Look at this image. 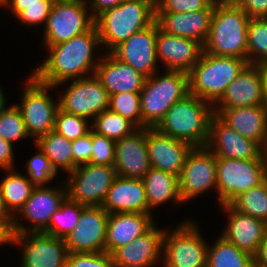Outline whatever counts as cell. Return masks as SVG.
Masks as SVG:
<instances>
[{"instance_id":"cell-1","label":"cell","mask_w":267,"mask_h":267,"mask_svg":"<svg viewBox=\"0 0 267 267\" xmlns=\"http://www.w3.org/2000/svg\"><path fill=\"white\" fill-rule=\"evenodd\" d=\"M99 45L98 31L94 25L69 41L48 46L49 57L31 74L42 84L54 88L66 81L87 77L91 72L94 75L101 58L93 59V51Z\"/></svg>"},{"instance_id":"cell-2","label":"cell","mask_w":267,"mask_h":267,"mask_svg":"<svg viewBox=\"0 0 267 267\" xmlns=\"http://www.w3.org/2000/svg\"><path fill=\"white\" fill-rule=\"evenodd\" d=\"M213 107L212 104L189 93L174 103L154 128L192 147H206L210 121L214 115Z\"/></svg>"},{"instance_id":"cell-3","label":"cell","mask_w":267,"mask_h":267,"mask_svg":"<svg viewBox=\"0 0 267 267\" xmlns=\"http://www.w3.org/2000/svg\"><path fill=\"white\" fill-rule=\"evenodd\" d=\"M156 20L155 0H125L98 15L94 25L100 46L112 52L132 34L149 27Z\"/></svg>"},{"instance_id":"cell-4","label":"cell","mask_w":267,"mask_h":267,"mask_svg":"<svg viewBox=\"0 0 267 267\" xmlns=\"http://www.w3.org/2000/svg\"><path fill=\"white\" fill-rule=\"evenodd\" d=\"M249 16L237 5L215 7L203 51L211 55L242 58L247 61Z\"/></svg>"},{"instance_id":"cell-5","label":"cell","mask_w":267,"mask_h":267,"mask_svg":"<svg viewBox=\"0 0 267 267\" xmlns=\"http://www.w3.org/2000/svg\"><path fill=\"white\" fill-rule=\"evenodd\" d=\"M247 65L248 62L242 58L211 55L203 51L188 73L189 93L214 106Z\"/></svg>"},{"instance_id":"cell-6","label":"cell","mask_w":267,"mask_h":267,"mask_svg":"<svg viewBox=\"0 0 267 267\" xmlns=\"http://www.w3.org/2000/svg\"><path fill=\"white\" fill-rule=\"evenodd\" d=\"M147 77L140 91L142 128H154L177 101L189 94V75L183 71L167 70Z\"/></svg>"},{"instance_id":"cell-7","label":"cell","mask_w":267,"mask_h":267,"mask_svg":"<svg viewBox=\"0 0 267 267\" xmlns=\"http://www.w3.org/2000/svg\"><path fill=\"white\" fill-rule=\"evenodd\" d=\"M266 179L264 159L217 158L216 183L221 206L230 204L241 193L259 186Z\"/></svg>"},{"instance_id":"cell-8","label":"cell","mask_w":267,"mask_h":267,"mask_svg":"<svg viewBox=\"0 0 267 267\" xmlns=\"http://www.w3.org/2000/svg\"><path fill=\"white\" fill-rule=\"evenodd\" d=\"M194 221H185L163 236L162 265L164 267H207L208 244Z\"/></svg>"},{"instance_id":"cell-9","label":"cell","mask_w":267,"mask_h":267,"mask_svg":"<svg viewBox=\"0 0 267 267\" xmlns=\"http://www.w3.org/2000/svg\"><path fill=\"white\" fill-rule=\"evenodd\" d=\"M86 0H55L44 23L46 47L69 41L89 31L94 26Z\"/></svg>"},{"instance_id":"cell-10","label":"cell","mask_w":267,"mask_h":267,"mask_svg":"<svg viewBox=\"0 0 267 267\" xmlns=\"http://www.w3.org/2000/svg\"><path fill=\"white\" fill-rule=\"evenodd\" d=\"M26 82L21 103L15 105L21 113L28 135L34 136L36 141L54 130L59 102H54L48 95V90L53 86L42 84L33 75Z\"/></svg>"},{"instance_id":"cell-11","label":"cell","mask_w":267,"mask_h":267,"mask_svg":"<svg viewBox=\"0 0 267 267\" xmlns=\"http://www.w3.org/2000/svg\"><path fill=\"white\" fill-rule=\"evenodd\" d=\"M68 174L67 197L85 206H101L118 176L114 166L91 163L79 165Z\"/></svg>"},{"instance_id":"cell-12","label":"cell","mask_w":267,"mask_h":267,"mask_svg":"<svg viewBox=\"0 0 267 267\" xmlns=\"http://www.w3.org/2000/svg\"><path fill=\"white\" fill-rule=\"evenodd\" d=\"M9 243L23 244L21 245V267L66 266L69 252L65 240L62 238L54 237L45 232L11 233L1 245Z\"/></svg>"},{"instance_id":"cell-13","label":"cell","mask_w":267,"mask_h":267,"mask_svg":"<svg viewBox=\"0 0 267 267\" xmlns=\"http://www.w3.org/2000/svg\"><path fill=\"white\" fill-rule=\"evenodd\" d=\"M110 95L95 75L74 79L61 95L59 109L92 121L109 108Z\"/></svg>"},{"instance_id":"cell-14","label":"cell","mask_w":267,"mask_h":267,"mask_svg":"<svg viewBox=\"0 0 267 267\" xmlns=\"http://www.w3.org/2000/svg\"><path fill=\"white\" fill-rule=\"evenodd\" d=\"M217 158L207 147H193L178 177L179 193L186 202L210 188H216Z\"/></svg>"},{"instance_id":"cell-15","label":"cell","mask_w":267,"mask_h":267,"mask_svg":"<svg viewBox=\"0 0 267 267\" xmlns=\"http://www.w3.org/2000/svg\"><path fill=\"white\" fill-rule=\"evenodd\" d=\"M57 188L35 186L24 206L18 211V215L30 221L32 228H26L18 222L14 216L11 233L44 232L50 223L51 216L60 209L61 204L67 198L66 185ZM17 219V220H16Z\"/></svg>"},{"instance_id":"cell-16","label":"cell","mask_w":267,"mask_h":267,"mask_svg":"<svg viewBox=\"0 0 267 267\" xmlns=\"http://www.w3.org/2000/svg\"><path fill=\"white\" fill-rule=\"evenodd\" d=\"M108 217L102 206H85L76 226L64 239L68 252H105Z\"/></svg>"},{"instance_id":"cell-17","label":"cell","mask_w":267,"mask_h":267,"mask_svg":"<svg viewBox=\"0 0 267 267\" xmlns=\"http://www.w3.org/2000/svg\"><path fill=\"white\" fill-rule=\"evenodd\" d=\"M156 20L149 26L134 34L118 45L111 53L121 62L131 65L146 77L157 70L156 57Z\"/></svg>"},{"instance_id":"cell-18","label":"cell","mask_w":267,"mask_h":267,"mask_svg":"<svg viewBox=\"0 0 267 267\" xmlns=\"http://www.w3.org/2000/svg\"><path fill=\"white\" fill-rule=\"evenodd\" d=\"M206 147L214 153L216 158L263 159L262 147L257 142L237 133L216 114L210 121Z\"/></svg>"},{"instance_id":"cell-19","label":"cell","mask_w":267,"mask_h":267,"mask_svg":"<svg viewBox=\"0 0 267 267\" xmlns=\"http://www.w3.org/2000/svg\"><path fill=\"white\" fill-rule=\"evenodd\" d=\"M203 52V45L193 39L165 33L157 23L156 57L167 70L189 73L197 64Z\"/></svg>"},{"instance_id":"cell-20","label":"cell","mask_w":267,"mask_h":267,"mask_svg":"<svg viewBox=\"0 0 267 267\" xmlns=\"http://www.w3.org/2000/svg\"><path fill=\"white\" fill-rule=\"evenodd\" d=\"M114 168L118 176L142 179L150 170L146 128L115 141Z\"/></svg>"},{"instance_id":"cell-21","label":"cell","mask_w":267,"mask_h":267,"mask_svg":"<svg viewBox=\"0 0 267 267\" xmlns=\"http://www.w3.org/2000/svg\"><path fill=\"white\" fill-rule=\"evenodd\" d=\"M150 167L179 177L192 146L164 135L155 128H146Z\"/></svg>"},{"instance_id":"cell-22","label":"cell","mask_w":267,"mask_h":267,"mask_svg":"<svg viewBox=\"0 0 267 267\" xmlns=\"http://www.w3.org/2000/svg\"><path fill=\"white\" fill-rule=\"evenodd\" d=\"M120 246L111 255L114 267H151L162 261L165 230L155 228Z\"/></svg>"},{"instance_id":"cell-23","label":"cell","mask_w":267,"mask_h":267,"mask_svg":"<svg viewBox=\"0 0 267 267\" xmlns=\"http://www.w3.org/2000/svg\"><path fill=\"white\" fill-rule=\"evenodd\" d=\"M228 212V223L222 237L238 249L255 256L267 234V222L236 210L231 204L222 205Z\"/></svg>"},{"instance_id":"cell-24","label":"cell","mask_w":267,"mask_h":267,"mask_svg":"<svg viewBox=\"0 0 267 267\" xmlns=\"http://www.w3.org/2000/svg\"><path fill=\"white\" fill-rule=\"evenodd\" d=\"M267 105L260 71L255 64H248L244 70L229 84L222 98L214 109H230ZM219 106V107H217Z\"/></svg>"},{"instance_id":"cell-25","label":"cell","mask_w":267,"mask_h":267,"mask_svg":"<svg viewBox=\"0 0 267 267\" xmlns=\"http://www.w3.org/2000/svg\"><path fill=\"white\" fill-rule=\"evenodd\" d=\"M106 53L98 62L94 75L109 95L122 92L140 93L147 77L131 65L121 62L111 52Z\"/></svg>"},{"instance_id":"cell-26","label":"cell","mask_w":267,"mask_h":267,"mask_svg":"<svg viewBox=\"0 0 267 267\" xmlns=\"http://www.w3.org/2000/svg\"><path fill=\"white\" fill-rule=\"evenodd\" d=\"M101 206L109 214L148 213L143 180L117 176Z\"/></svg>"},{"instance_id":"cell-27","label":"cell","mask_w":267,"mask_h":267,"mask_svg":"<svg viewBox=\"0 0 267 267\" xmlns=\"http://www.w3.org/2000/svg\"><path fill=\"white\" fill-rule=\"evenodd\" d=\"M214 9L193 12L155 13L159 28L167 34L205 42Z\"/></svg>"},{"instance_id":"cell-28","label":"cell","mask_w":267,"mask_h":267,"mask_svg":"<svg viewBox=\"0 0 267 267\" xmlns=\"http://www.w3.org/2000/svg\"><path fill=\"white\" fill-rule=\"evenodd\" d=\"M225 124L261 147L267 138V105L214 109Z\"/></svg>"},{"instance_id":"cell-29","label":"cell","mask_w":267,"mask_h":267,"mask_svg":"<svg viewBox=\"0 0 267 267\" xmlns=\"http://www.w3.org/2000/svg\"><path fill=\"white\" fill-rule=\"evenodd\" d=\"M153 220L151 213H110L105 252L112 254L120 246L142 236L155 225Z\"/></svg>"},{"instance_id":"cell-30","label":"cell","mask_w":267,"mask_h":267,"mask_svg":"<svg viewBox=\"0 0 267 267\" xmlns=\"http://www.w3.org/2000/svg\"><path fill=\"white\" fill-rule=\"evenodd\" d=\"M148 203V213H151L153 207H157L165 202L182 203L179 193L178 176L150 168L142 178ZM151 209V210H150Z\"/></svg>"},{"instance_id":"cell-31","label":"cell","mask_w":267,"mask_h":267,"mask_svg":"<svg viewBox=\"0 0 267 267\" xmlns=\"http://www.w3.org/2000/svg\"><path fill=\"white\" fill-rule=\"evenodd\" d=\"M35 145L38 146L58 172V168L69 173L73 171L72 141L52 130L40 136Z\"/></svg>"},{"instance_id":"cell-32","label":"cell","mask_w":267,"mask_h":267,"mask_svg":"<svg viewBox=\"0 0 267 267\" xmlns=\"http://www.w3.org/2000/svg\"><path fill=\"white\" fill-rule=\"evenodd\" d=\"M7 171L8 173L0 181V193L6 208L15 216L30 197L35 186L27 175L19 174L13 169H8Z\"/></svg>"},{"instance_id":"cell-33","label":"cell","mask_w":267,"mask_h":267,"mask_svg":"<svg viewBox=\"0 0 267 267\" xmlns=\"http://www.w3.org/2000/svg\"><path fill=\"white\" fill-rule=\"evenodd\" d=\"M207 267H255L254 257L220 236L207 250Z\"/></svg>"},{"instance_id":"cell-34","label":"cell","mask_w":267,"mask_h":267,"mask_svg":"<svg viewBox=\"0 0 267 267\" xmlns=\"http://www.w3.org/2000/svg\"><path fill=\"white\" fill-rule=\"evenodd\" d=\"M91 127L97 134L114 141L129 136L138 129L131 121L109 109L96 116Z\"/></svg>"},{"instance_id":"cell-35","label":"cell","mask_w":267,"mask_h":267,"mask_svg":"<svg viewBox=\"0 0 267 267\" xmlns=\"http://www.w3.org/2000/svg\"><path fill=\"white\" fill-rule=\"evenodd\" d=\"M84 207L85 205L67 197L61 204L60 209L52 214L48 228L44 232L65 239L76 226Z\"/></svg>"},{"instance_id":"cell-36","label":"cell","mask_w":267,"mask_h":267,"mask_svg":"<svg viewBox=\"0 0 267 267\" xmlns=\"http://www.w3.org/2000/svg\"><path fill=\"white\" fill-rule=\"evenodd\" d=\"M230 204L243 214L267 222V179L259 186L241 193Z\"/></svg>"},{"instance_id":"cell-37","label":"cell","mask_w":267,"mask_h":267,"mask_svg":"<svg viewBox=\"0 0 267 267\" xmlns=\"http://www.w3.org/2000/svg\"><path fill=\"white\" fill-rule=\"evenodd\" d=\"M267 60V18L249 19L247 28V62Z\"/></svg>"},{"instance_id":"cell-38","label":"cell","mask_w":267,"mask_h":267,"mask_svg":"<svg viewBox=\"0 0 267 267\" xmlns=\"http://www.w3.org/2000/svg\"><path fill=\"white\" fill-rule=\"evenodd\" d=\"M108 109L128 119L137 128H142L140 93L122 92L110 95Z\"/></svg>"},{"instance_id":"cell-39","label":"cell","mask_w":267,"mask_h":267,"mask_svg":"<svg viewBox=\"0 0 267 267\" xmlns=\"http://www.w3.org/2000/svg\"><path fill=\"white\" fill-rule=\"evenodd\" d=\"M29 135L17 106L6 107L0 114V137L10 143Z\"/></svg>"},{"instance_id":"cell-40","label":"cell","mask_w":267,"mask_h":267,"mask_svg":"<svg viewBox=\"0 0 267 267\" xmlns=\"http://www.w3.org/2000/svg\"><path fill=\"white\" fill-rule=\"evenodd\" d=\"M88 122V119L84 117L69 114L58 109L55 117L54 131L73 141L84 136L92 129Z\"/></svg>"},{"instance_id":"cell-41","label":"cell","mask_w":267,"mask_h":267,"mask_svg":"<svg viewBox=\"0 0 267 267\" xmlns=\"http://www.w3.org/2000/svg\"><path fill=\"white\" fill-rule=\"evenodd\" d=\"M37 148L40 152L27 161L28 179L34 186H45L57 175V171L44 152L38 146Z\"/></svg>"},{"instance_id":"cell-42","label":"cell","mask_w":267,"mask_h":267,"mask_svg":"<svg viewBox=\"0 0 267 267\" xmlns=\"http://www.w3.org/2000/svg\"><path fill=\"white\" fill-rule=\"evenodd\" d=\"M115 141L97 134L92 130V148L90 163L94 165L114 166Z\"/></svg>"},{"instance_id":"cell-43","label":"cell","mask_w":267,"mask_h":267,"mask_svg":"<svg viewBox=\"0 0 267 267\" xmlns=\"http://www.w3.org/2000/svg\"><path fill=\"white\" fill-rule=\"evenodd\" d=\"M65 267H114V263L106 252H78L68 253Z\"/></svg>"},{"instance_id":"cell-44","label":"cell","mask_w":267,"mask_h":267,"mask_svg":"<svg viewBox=\"0 0 267 267\" xmlns=\"http://www.w3.org/2000/svg\"><path fill=\"white\" fill-rule=\"evenodd\" d=\"M202 9H215L205 0H155V13L193 12Z\"/></svg>"},{"instance_id":"cell-45","label":"cell","mask_w":267,"mask_h":267,"mask_svg":"<svg viewBox=\"0 0 267 267\" xmlns=\"http://www.w3.org/2000/svg\"><path fill=\"white\" fill-rule=\"evenodd\" d=\"M55 0H43V5H33L26 6V9L23 10L16 18L26 25H39L46 23L52 5Z\"/></svg>"},{"instance_id":"cell-46","label":"cell","mask_w":267,"mask_h":267,"mask_svg":"<svg viewBox=\"0 0 267 267\" xmlns=\"http://www.w3.org/2000/svg\"><path fill=\"white\" fill-rule=\"evenodd\" d=\"M92 129L82 137L72 141L73 170L82 164L90 163Z\"/></svg>"},{"instance_id":"cell-47","label":"cell","mask_w":267,"mask_h":267,"mask_svg":"<svg viewBox=\"0 0 267 267\" xmlns=\"http://www.w3.org/2000/svg\"><path fill=\"white\" fill-rule=\"evenodd\" d=\"M237 5L250 19L267 18V0H239Z\"/></svg>"},{"instance_id":"cell-48","label":"cell","mask_w":267,"mask_h":267,"mask_svg":"<svg viewBox=\"0 0 267 267\" xmlns=\"http://www.w3.org/2000/svg\"><path fill=\"white\" fill-rule=\"evenodd\" d=\"M14 216L6 208L0 193V243H2L12 232Z\"/></svg>"},{"instance_id":"cell-49","label":"cell","mask_w":267,"mask_h":267,"mask_svg":"<svg viewBox=\"0 0 267 267\" xmlns=\"http://www.w3.org/2000/svg\"><path fill=\"white\" fill-rule=\"evenodd\" d=\"M0 168L8 170L14 168V154L12 143L0 137Z\"/></svg>"},{"instance_id":"cell-50","label":"cell","mask_w":267,"mask_h":267,"mask_svg":"<svg viewBox=\"0 0 267 267\" xmlns=\"http://www.w3.org/2000/svg\"><path fill=\"white\" fill-rule=\"evenodd\" d=\"M43 5V0H1L0 6H8L17 17L26 6Z\"/></svg>"},{"instance_id":"cell-51","label":"cell","mask_w":267,"mask_h":267,"mask_svg":"<svg viewBox=\"0 0 267 267\" xmlns=\"http://www.w3.org/2000/svg\"><path fill=\"white\" fill-rule=\"evenodd\" d=\"M88 1V2H87ZM125 0H86L87 5H91L92 8V17L95 19L98 15L104 12L107 9L116 7L123 3Z\"/></svg>"},{"instance_id":"cell-52","label":"cell","mask_w":267,"mask_h":267,"mask_svg":"<svg viewBox=\"0 0 267 267\" xmlns=\"http://www.w3.org/2000/svg\"><path fill=\"white\" fill-rule=\"evenodd\" d=\"M254 266L255 267H267V234L265 238L260 243L258 251L254 256Z\"/></svg>"},{"instance_id":"cell-53","label":"cell","mask_w":267,"mask_h":267,"mask_svg":"<svg viewBox=\"0 0 267 267\" xmlns=\"http://www.w3.org/2000/svg\"><path fill=\"white\" fill-rule=\"evenodd\" d=\"M256 65L261 74L264 97L267 103V60L260 61Z\"/></svg>"},{"instance_id":"cell-54","label":"cell","mask_w":267,"mask_h":267,"mask_svg":"<svg viewBox=\"0 0 267 267\" xmlns=\"http://www.w3.org/2000/svg\"><path fill=\"white\" fill-rule=\"evenodd\" d=\"M5 94L3 93L2 88H0V114L6 108Z\"/></svg>"},{"instance_id":"cell-55","label":"cell","mask_w":267,"mask_h":267,"mask_svg":"<svg viewBox=\"0 0 267 267\" xmlns=\"http://www.w3.org/2000/svg\"><path fill=\"white\" fill-rule=\"evenodd\" d=\"M262 157H263L265 164H266V167H267V138H266L265 144L262 147Z\"/></svg>"},{"instance_id":"cell-56","label":"cell","mask_w":267,"mask_h":267,"mask_svg":"<svg viewBox=\"0 0 267 267\" xmlns=\"http://www.w3.org/2000/svg\"><path fill=\"white\" fill-rule=\"evenodd\" d=\"M239 0H218L219 5L237 4Z\"/></svg>"},{"instance_id":"cell-57","label":"cell","mask_w":267,"mask_h":267,"mask_svg":"<svg viewBox=\"0 0 267 267\" xmlns=\"http://www.w3.org/2000/svg\"><path fill=\"white\" fill-rule=\"evenodd\" d=\"M210 6L217 7L218 0H205Z\"/></svg>"}]
</instances>
